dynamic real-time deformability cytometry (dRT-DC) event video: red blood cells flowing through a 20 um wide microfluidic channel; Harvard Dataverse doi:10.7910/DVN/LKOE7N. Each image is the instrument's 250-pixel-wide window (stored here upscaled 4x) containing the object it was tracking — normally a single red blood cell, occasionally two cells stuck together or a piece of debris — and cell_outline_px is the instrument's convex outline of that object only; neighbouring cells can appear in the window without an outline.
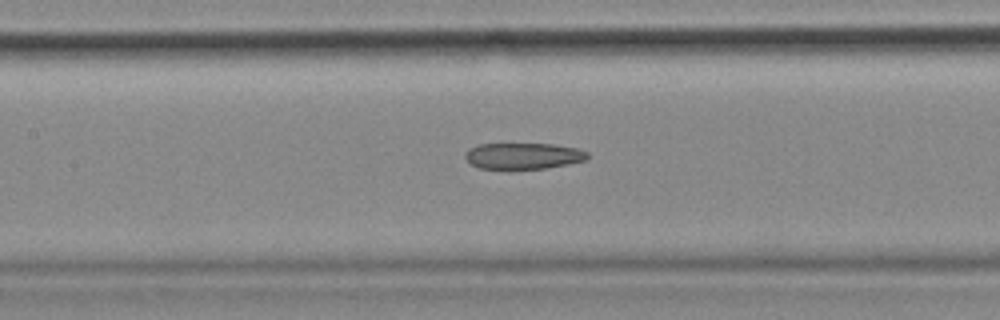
{"species": "common noctule bat (a hibernating species)", "species_latin": "Nyctalus noctula", "temperature_condition": "cold", "stored_images_in_passage": 54, "camera_frame_rate_fps": 3000, "um_per_image_px": 0.085, "animal": {"sex": "female", "body_mass_g": 18.4}, "frame": {"image": 1, "passage_image": 24, "time_ms": 7.667, "image_size_px": [1000, 320], "cell_outline_px": [[588, 156], [584, 160], [568, 164], [544, 168], [508, 172], [480, 168], [472, 164], [464, 156], [468, 148], [476, 144], [556, 144], [580, 148], [588, 152]], "centroid_in_image_um": [44.44, 13.28], "position_along_channel_um": 163.0, "area_um2": 19.48}, "authors_computed_cell_mechanics": {"area_um2": 21.0681, "velocity_mm_per_s": 3.6867, "shape_relaxation_time_tau1_ms": null, "shape_relaxation_time_tau2_ms": 8.3271, "deformation_change_tau1": null, "deformation_change_tau2": 0.2237}}